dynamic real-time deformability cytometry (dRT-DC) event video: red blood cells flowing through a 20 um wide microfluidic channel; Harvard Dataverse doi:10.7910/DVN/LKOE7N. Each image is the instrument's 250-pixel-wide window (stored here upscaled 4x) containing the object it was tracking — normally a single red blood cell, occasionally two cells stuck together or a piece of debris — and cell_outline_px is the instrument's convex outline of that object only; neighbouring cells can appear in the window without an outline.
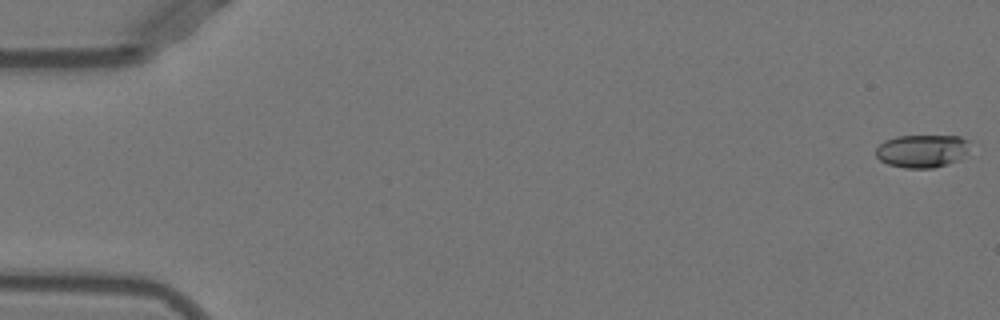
{"species": "Egyptian fruit bat (a non-hibernating species)", "species_latin": "Rousettus aegyptiacus", "temperature_condition": "warm", "stored_images_in_passage": 17, "camera_frame_rate_fps": 3000, "um_per_image_px": 0.085, "animal": {"sex": "female"}, "frame": {"image": 1, "passage_image": 1, "time_ms": 0.0, "image_size_px": [1000, 320], "cell_outline_px": [[968, 140], [964, 152], [956, 160], [948, 164], [932, 168], [904, 168], [888, 164], [880, 160], [876, 156], [876, 148], [884, 140], [896, 136], [960, 136]], "centroid_in_image_um": [78.29, 12.83], "position_along_channel_um": 6.7, "area_um2": 17.74}}
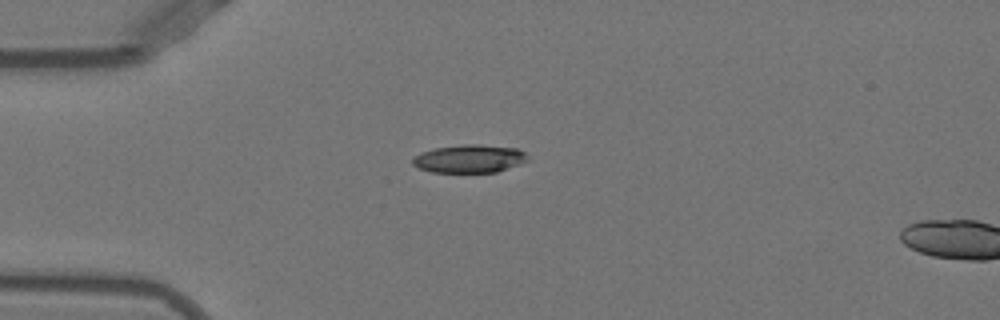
{"frame": {"image": 2, "passage_image": 14, "time_ms": 4.333, "image_size_px": [1000, 320], "cell_outline_px": [[528, 160], [520, 164], [496, 172], [432, 172], [420, 168], [412, 164], [412, 156], [420, 152], [436, 148], [464, 144], [480, 144], [516, 148], [524, 152], [528, 156]], "centroid_in_image_um": [39.89, 13.48], "position_along_channel_um": 45.1, "area_um2": 18.84}}